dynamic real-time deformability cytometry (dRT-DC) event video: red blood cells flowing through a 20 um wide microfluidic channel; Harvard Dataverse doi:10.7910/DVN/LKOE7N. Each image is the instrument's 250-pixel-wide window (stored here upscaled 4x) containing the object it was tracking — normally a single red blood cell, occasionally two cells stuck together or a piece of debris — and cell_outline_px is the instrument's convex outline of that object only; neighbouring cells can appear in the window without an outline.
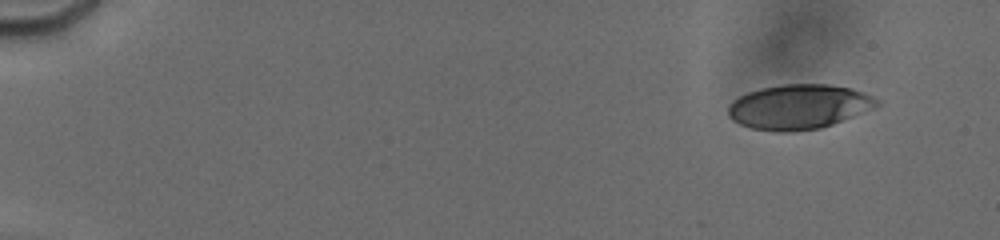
{"species": "human", "species_latin": "Homo sapiens", "temperature_condition": "cold", "stored_images_in_passage": 7, "camera_frame_rate_fps": 3000, "um_per_image_px": 0.085, "donor": {"sex": "male"}, "frame": {"image": 1, "passage_image": 2, "time_ms": 1.0, "image_size_px": [1000, 240], "cell_outline_px": [[880, 104], [872, 108], [832, 124], [820, 128], [792, 132], [776, 132], [752, 128], [740, 124], [732, 120], [728, 116], [728, 104], [732, 100], [748, 92], [760, 88], [784, 84], [824, 84], [852, 88], [864, 92], [880, 100]], "centroid_in_image_um": [67.86, 9.07], "position_along_channel_um": 17.1, "area_um2": 38.73}}
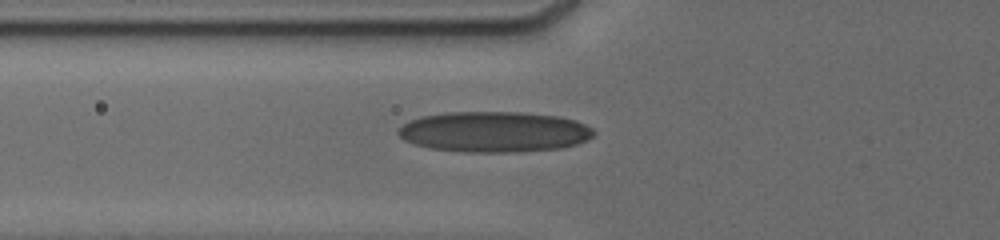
{"frame": {"image": 2, "passage_image": 7, "time_ms": 6.667, "image_size_px": [1000, 240], "cell_outline_px": [[596, 132], [592, 136], [576, 144], [560, 148], [516, 152], [464, 152], [432, 148], [416, 144], [404, 140], [396, 132], [404, 124], [412, 120], [424, 116], [448, 112], [520, 112], [556, 116], [576, 120], [592, 128]], "centroid_in_image_um": [42.02, 11.2], "position_along_channel_um": 83.8, "area_um2": 45.95}}